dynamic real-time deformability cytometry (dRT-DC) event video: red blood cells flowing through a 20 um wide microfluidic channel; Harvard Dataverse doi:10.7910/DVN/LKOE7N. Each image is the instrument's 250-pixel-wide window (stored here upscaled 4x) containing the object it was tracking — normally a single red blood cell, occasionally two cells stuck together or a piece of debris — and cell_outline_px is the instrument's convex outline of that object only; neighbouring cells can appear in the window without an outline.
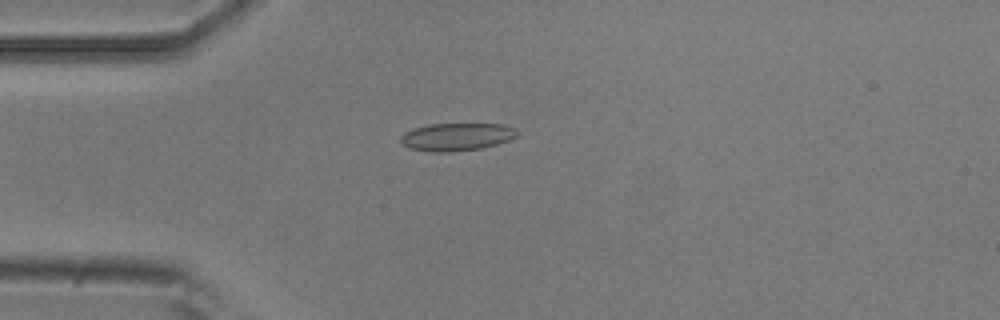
{"species": "common noctule bat (a hibernating species)", "species_latin": "Nyctalus noctula", "temperature_condition": "room temperature", "stored_images_in_passage": 4, "camera_frame_rate_fps": 3000, "um_per_image_px": 0.085, "animal": {"sex": "male", "body_mass_g": 20.5, "forearm_length_mm": 52.5}, "frame": {"image": 1, "passage_image": 4, "time_ms": 1.0, "image_size_px": [1000, 320], "cell_outline_px": [[520, 132], [516, 136], [508, 140], [496, 144], [480, 148], [452, 152], [432, 152], [408, 148], [400, 144], [400, 136], [404, 132], [416, 128], [432, 124], [504, 124], [516, 128]], "centroid_in_image_um": [38.8, 11.63], "position_along_channel_um": 46.2, "area_um2": 18.9}}